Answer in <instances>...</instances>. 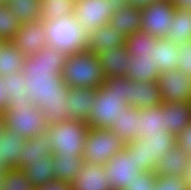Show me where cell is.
<instances>
[{
	"instance_id": "6da1fadb",
	"label": "cell",
	"mask_w": 191,
	"mask_h": 190,
	"mask_svg": "<svg viewBox=\"0 0 191 190\" xmlns=\"http://www.w3.org/2000/svg\"><path fill=\"white\" fill-rule=\"evenodd\" d=\"M48 84L99 88L106 77L96 54L88 50L55 61L48 69Z\"/></svg>"
},
{
	"instance_id": "7a4b0ae2",
	"label": "cell",
	"mask_w": 191,
	"mask_h": 190,
	"mask_svg": "<svg viewBox=\"0 0 191 190\" xmlns=\"http://www.w3.org/2000/svg\"><path fill=\"white\" fill-rule=\"evenodd\" d=\"M7 129L20 134L25 139L33 138L47 130L53 116L49 95L45 98H25L8 101L3 113Z\"/></svg>"
},
{
	"instance_id": "3957f363",
	"label": "cell",
	"mask_w": 191,
	"mask_h": 190,
	"mask_svg": "<svg viewBox=\"0 0 191 190\" xmlns=\"http://www.w3.org/2000/svg\"><path fill=\"white\" fill-rule=\"evenodd\" d=\"M50 66L57 60L87 50L88 33L73 14L44 22Z\"/></svg>"
},
{
	"instance_id": "277c9868",
	"label": "cell",
	"mask_w": 191,
	"mask_h": 190,
	"mask_svg": "<svg viewBox=\"0 0 191 190\" xmlns=\"http://www.w3.org/2000/svg\"><path fill=\"white\" fill-rule=\"evenodd\" d=\"M47 91L51 98L53 115L84 123L88 121L97 88H70L48 84Z\"/></svg>"
},
{
	"instance_id": "5b68a950",
	"label": "cell",
	"mask_w": 191,
	"mask_h": 190,
	"mask_svg": "<svg viewBox=\"0 0 191 190\" xmlns=\"http://www.w3.org/2000/svg\"><path fill=\"white\" fill-rule=\"evenodd\" d=\"M89 128L87 123L53 115L45 131L53 154L83 156L85 138Z\"/></svg>"
},
{
	"instance_id": "8992f818",
	"label": "cell",
	"mask_w": 191,
	"mask_h": 190,
	"mask_svg": "<svg viewBox=\"0 0 191 190\" xmlns=\"http://www.w3.org/2000/svg\"><path fill=\"white\" fill-rule=\"evenodd\" d=\"M176 144L173 134L144 135L126 144L142 172H154L156 164Z\"/></svg>"
},
{
	"instance_id": "52a82bcc",
	"label": "cell",
	"mask_w": 191,
	"mask_h": 190,
	"mask_svg": "<svg viewBox=\"0 0 191 190\" xmlns=\"http://www.w3.org/2000/svg\"><path fill=\"white\" fill-rule=\"evenodd\" d=\"M8 101L25 98H45L48 95V73L42 66L18 71L3 77Z\"/></svg>"
},
{
	"instance_id": "ba28073f",
	"label": "cell",
	"mask_w": 191,
	"mask_h": 190,
	"mask_svg": "<svg viewBox=\"0 0 191 190\" xmlns=\"http://www.w3.org/2000/svg\"><path fill=\"white\" fill-rule=\"evenodd\" d=\"M125 148L126 143L111 129L89 128L82 157L84 163L104 166L114 155L124 151Z\"/></svg>"
},
{
	"instance_id": "9c48e42d",
	"label": "cell",
	"mask_w": 191,
	"mask_h": 190,
	"mask_svg": "<svg viewBox=\"0 0 191 190\" xmlns=\"http://www.w3.org/2000/svg\"><path fill=\"white\" fill-rule=\"evenodd\" d=\"M11 42L28 56L36 64L45 70L50 67L48 56V42L44 30V22L36 20L31 23L22 24L18 33Z\"/></svg>"
},
{
	"instance_id": "30bf717a",
	"label": "cell",
	"mask_w": 191,
	"mask_h": 190,
	"mask_svg": "<svg viewBox=\"0 0 191 190\" xmlns=\"http://www.w3.org/2000/svg\"><path fill=\"white\" fill-rule=\"evenodd\" d=\"M126 0H75L73 15L87 33L109 22L114 12L121 10Z\"/></svg>"
},
{
	"instance_id": "8fae6325",
	"label": "cell",
	"mask_w": 191,
	"mask_h": 190,
	"mask_svg": "<svg viewBox=\"0 0 191 190\" xmlns=\"http://www.w3.org/2000/svg\"><path fill=\"white\" fill-rule=\"evenodd\" d=\"M127 103L112 91L107 90L103 85L97 88V95L94 99V107L86 122L90 128L111 129L117 120L120 110Z\"/></svg>"
},
{
	"instance_id": "7c38bea8",
	"label": "cell",
	"mask_w": 191,
	"mask_h": 190,
	"mask_svg": "<svg viewBox=\"0 0 191 190\" xmlns=\"http://www.w3.org/2000/svg\"><path fill=\"white\" fill-rule=\"evenodd\" d=\"M176 5L172 0H155L141 9L142 31L156 38H165L173 22Z\"/></svg>"
},
{
	"instance_id": "4fadbf2b",
	"label": "cell",
	"mask_w": 191,
	"mask_h": 190,
	"mask_svg": "<svg viewBox=\"0 0 191 190\" xmlns=\"http://www.w3.org/2000/svg\"><path fill=\"white\" fill-rule=\"evenodd\" d=\"M104 168L113 190H124L142 172L135 164L132 153L127 148L114 155L104 165Z\"/></svg>"
},
{
	"instance_id": "5bb4252c",
	"label": "cell",
	"mask_w": 191,
	"mask_h": 190,
	"mask_svg": "<svg viewBox=\"0 0 191 190\" xmlns=\"http://www.w3.org/2000/svg\"><path fill=\"white\" fill-rule=\"evenodd\" d=\"M158 84L163 102H191V77L179 69L160 73Z\"/></svg>"
},
{
	"instance_id": "9a60e30c",
	"label": "cell",
	"mask_w": 191,
	"mask_h": 190,
	"mask_svg": "<svg viewBox=\"0 0 191 190\" xmlns=\"http://www.w3.org/2000/svg\"><path fill=\"white\" fill-rule=\"evenodd\" d=\"M36 65L11 41H2L0 44V77L10 76L26 69H33Z\"/></svg>"
},
{
	"instance_id": "2e32d148",
	"label": "cell",
	"mask_w": 191,
	"mask_h": 190,
	"mask_svg": "<svg viewBox=\"0 0 191 190\" xmlns=\"http://www.w3.org/2000/svg\"><path fill=\"white\" fill-rule=\"evenodd\" d=\"M103 165L84 163L72 182V190H113Z\"/></svg>"
},
{
	"instance_id": "e0dca14e",
	"label": "cell",
	"mask_w": 191,
	"mask_h": 190,
	"mask_svg": "<svg viewBox=\"0 0 191 190\" xmlns=\"http://www.w3.org/2000/svg\"><path fill=\"white\" fill-rule=\"evenodd\" d=\"M164 130L171 132L176 137L191 122V102H162Z\"/></svg>"
},
{
	"instance_id": "ac0fdd59",
	"label": "cell",
	"mask_w": 191,
	"mask_h": 190,
	"mask_svg": "<svg viewBox=\"0 0 191 190\" xmlns=\"http://www.w3.org/2000/svg\"><path fill=\"white\" fill-rule=\"evenodd\" d=\"M96 55L106 78L127 75L128 63L132 58V54L128 52L125 46H112Z\"/></svg>"
},
{
	"instance_id": "d6986e66",
	"label": "cell",
	"mask_w": 191,
	"mask_h": 190,
	"mask_svg": "<svg viewBox=\"0 0 191 190\" xmlns=\"http://www.w3.org/2000/svg\"><path fill=\"white\" fill-rule=\"evenodd\" d=\"M190 159L191 156L176 143L156 164L154 173L184 178Z\"/></svg>"
},
{
	"instance_id": "ffe728a7",
	"label": "cell",
	"mask_w": 191,
	"mask_h": 190,
	"mask_svg": "<svg viewBox=\"0 0 191 190\" xmlns=\"http://www.w3.org/2000/svg\"><path fill=\"white\" fill-rule=\"evenodd\" d=\"M163 102L158 82H132L129 92V105L137 109L158 106Z\"/></svg>"
},
{
	"instance_id": "44dd1931",
	"label": "cell",
	"mask_w": 191,
	"mask_h": 190,
	"mask_svg": "<svg viewBox=\"0 0 191 190\" xmlns=\"http://www.w3.org/2000/svg\"><path fill=\"white\" fill-rule=\"evenodd\" d=\"M125 43L126 37L107 23L88 33L87 50L98 54L112 46H125Z\"/></svg>"
},
{
	"instance_id": "7402d4cb",
	"label": "cell",
	"mask_w": 191,
	"mask_h": 190,
	"mask_svg": "<svg viewBox=\"0 0 191 190\" xmlns=\"http://www.w3.org/2000/svg\"><path fill=\"white\" fill-rule=\"evenodd\" d=\"M25 138L5 128L0 135V160L7 169H21L20 149L25 145Z\"/></svg>"
},
{
	"instance_id": "603a6c76",
	"label": "cell",
	"mask_w": 191,
	"mask_h": 190,
	"mask_svg": "<svg viewBox=\"0 0 191 190\" xmlns=\"http://www.w3.org/2000/svg\"><path fill=\"white\" fill-rule=\"evenodd\" d=\"M126 104L111 127V130L126 144L137 138V129H139L140 112Z\"/></svg>"
},
{
	"instance_id": "cb8c5ba5",
	"label": "cell",
	"mask_w": 191,
	"mask_h": 190,
	"mask_svg": "<svg viewBox=\"0 0 191 190\" xmlns=\"http://www.w3.org/2000/svg\"><path fill=\"white\" fill-rule=\"evenodd\" d=\"M158 39L145 31L139 30L126 37L125 47L130 54L136 55L139 59L152 60L159 69V64L156 63V42Z\"/></svg>"
},
{
	"instance_id": "d4e9b609",
	"label": "cell",
	"mask_w": 191,
	"mask_h": 190,
	"mask_svg": "<svg viewBox=\"0 0 191 190\" xmlns=\"http://www.w3.org/2000/svg\"><path fill=\"white\" fill-rule=\"evenodd\" d=\"M108 23L128 37L142 28L141 8L126 4L121 10L113 13Z\"/></svg>"
},
{
	"instance_id": "484cf974",
	"label": "cell",
	"mask_w": 191,
	"mask_h": 190,
	"mask_svg": "<svg viewBox=\"0 0 191 190\" xmlns=\"http://www.w3.org/2000/svg\"><path fill=\"white\" fill-rule=\"evenodd\" d=\"M21 169L27 164L40 161L53 154L50 141L46 133H41L33 138L25 140V145L20 149Z\"/></svg>"
},
{
	"instance_id": "4316f807",
	"label": "cell",
	"mask_w": 191,
	"mask_h": 190,
	"mask_svg": "<svg viewBox=\"0 0 191 190\" xmlns=\"http://www.w3.org/2000/svg\"><path fill=\"white\" fill-rule=\"evenodd\" d=\"M140 118L139 129H137V138L144 135L172 134L164 130V112L160 105L146 109H139Z\"/></svg>"
},
{
	"instance_id": "83f0119b",
	"label": "cell",
	"mask_w": 191,
	"mask_h": 190,
	"mask_svg": "<svg viewBox=\"0 0 191 190\" xmlns=\"http://www.w3.org/2000/svg\"><path fill=\"white\" fill-rule=\"evenodd\" d=\"M53 179L72 183L84 166L82 156H62L53 154Z\"/></svg>"
},
{
	"instance_id": "f1b7e54d",
	"label": "cell",
	"mask_w": 191,
	"mask_h": 190,
	"mask_svg": "<svg viewBox=\"0 0 191 190\" xmlns=\"http://www.w3.org/2000/svg\"><path fill=\"white\" fill-rule=\"evenodd\" d=\"M164 39L172 41L175 44L185 43L191 39L190 9H182L176 6L173 22L170 23V28Z\"/></svg>"
},
{
	"instance_id": "f546056e",
	"label": "cell",
	"mask_w": 191,
	"mask_h": 190,
	"mask_svg": "<svg viewBox=\"0 0 191 190\" xmlns=\"http://www.w3.org/2000/svg\"><path fill=\"white\" fill-rule=\"evenodd\" d=\"M160 72L152 60L139 59L136 55H132L128 63V71L126 77L133 82L149 81L158 82Z\"/></svg>"
},
{
	"instance_id": "4dcf8cb0",
	"label": "cell",
	"mask_w": 191,
	"mask_h": 190,
	"mask_svg": "<svg viewBox=\"0 0 191 190\" xmlns=\"http://www.w3.org/2000/svg\"><path fill=\"white\" fill-rule=\"evenodd\" d=\"M8 9L13 12L21 24L40 19L42 0H5Z\"/></svg>"
},
{
	"instance_id": "1f68e13d",
	"label": "cell",
	"mask_w": 191,
	"mask_h": 190,
	"mask_svg": "<svg viewBox=\"0 0 191 190\" xmlns=\"http://www.w3.org/2000/svg\"><path fill=\"white\" fill-rule=\"evenodd\" d=\"M53 154L46 156L40 161H35L27 164L22 168L27 178L38 187L50 180H53Z\"/></svg>"
},
{
	"instance_id": "d6a6232c",
	"label": "cell",
	"mask_w": 191,
	"mask_h": 190,
	"mask_svg": "<svg viewBox=\"0 0 191 190\" xmlns=\"http://www.w3.org/2000/svg\"><path fill=\"white\" fill-rule=\"evenodd\" d=\"M180 57L178 45L164 38L156 42V63L159 64V72L177 68V61Z\"/></svg>"
},
{
	"instance_id": "836d02e7",
	"label": "cell",
	"mask_w": 191,
	"mask_h": 190,
	"mask_svg": "<svg viewBox=\"0 0 191 190\" xmlns=\"http://www.w3.org/2000/svg\"><path fill=\"white\" fill-rule=\"evenodd\" d=\"M75 0H42L40 20L47 22L73 14Z\"/></svg>"
},
{
	"instance_id": "e575fe53",
	"label": "cell",
	"mask_w": 191,
	"mask_h": 190,
	"mask_svg": "<svg viewBox=\"0 0 191 190\" xmlns=\"http://www.w3.org/2000/svg\"><path fill=\"white\" fill-rule=\"evenodd\" d=\"M21 25L18 17L2 1L0 3V39L2 41H11L18 33Z\"/></svg>"
},
{
	"instance_id": "d590c367",
	"label": "cell",
	"mask_w": 191,
	"mask_h": 190,
	"mask_svg": "<svg viewBox=\"0 0 191 190\" xmlns=\"http://www.w3.org/2000/svg\"><path fill=\"white\" fill-rule=\"evenodd\" d=\"M2 190H35L34 184L27 178L24 171L18 168H9L3 171Z\"/></svg>"
},
{
	"instance_id": "8d00e7d4",
	"label": "cell",
	"mask_w": 191,
	"mask_h": 190,
	"mask_svg": "<svg viewBox=\"0 0 191 190\" xmlns=\"http://www.w3.org/2000/svg\"><path fill=\"white\" fill-rule=\"evenodd\" d=\"M133 81L126 76H110L107 77L103 86L121 97L127 104H129L130 86Z\"/></svg>"
},
{
	"instance_id": "74e56055",
	"label": "cell",
	"mask_w": 191,
	"mask_h": 190,
	"mask_svg": "<svg viewBox=\"0 0 191 190\" xmlns=\"http://www.w3.org/2000/svg\"><path fill=\"white\" fill-rule=\"evenodd\" d=\"M154 190H189L184 178L176 176H157Z\"/></svg>"
},
{
	"instance_id": "f35d334b",
	"label": "cell",
	"mask_w": 191,
	"mask_h": 190,
	"mask_svg": "<svg viewBox=\"0 0 191 190\" xmlns=\"http://www.w3.org/2000/svg\"><path fill=\"white\" fill-rule=\"evenodd\" d=\"M157 175L154 172H141L124 190H154Z\"/></svg>"
},
{
	"instance_id": "ab89813d",
	"label": "cell",
	"mask_w": 191,
	"mask_h": 190,
	"mask_svg": "<svg viewBox=\"0 0 191 190\" xmlns=\"http://www.w3.org/2000/svg\"><path fill=\"white\" fill-rule=\"evenodd\" d=\"M180 57L177 61V69L191 77V39L185 43H177Z\"/></svg>"
},
{
	"instance_id": "60d3db41",
	"label": "cell",
	"mask_w": 191,
	"mask_h": 190,
	"mask_svg": "<svg viewBox=\"0 0 191 190\" xmlns=\"http://www.w3.org/2000/svg\"><path fill=\"white\" fill-rule=\"evenodd\" d=\"M176 143L191 156V122L176 137Z\"/></svg>"
},
{
	"instance_id": "b9f144b4",
	"label": "cell",
	"mask_w": 191,
	"mask_h": 190,
	"mask_svg": "<svg viewBox=\"0 0 191 190\" xmlns=\"http://www.w3.org/2000/svg\"><path fill=\"white\" fill-rule=\"evenodd\" d=\"M35 190H72V183L53 179L36 187Z\"/></svg>"
},
{
	"instance_id": "7bdbcfd3",
	"label": "cell",
	"mask_w": 191,
	"mask_h": 190,
	"mask_svg": "<svg viewBox=\"0 0 191 190\" xmlns=\"http://www.w3.org/2000/svg\"><path fill=\"white\" fill-rule=\"evenodd\" d=\"M5 88L3 77H0V114H3L8 106V97Z\"/></svg>"
},
{
	"instance_id": "ee69618b",
	"label": "cell",
	"mask_w": 191,
	"mask_h": 190,
	"mask_svg": "<svg viewBox=\"0 0 191 190\" xmlns=\"http://www.w3.org/2000/svg\"><path fill=\"white\" fill-rule=\"evenodd\" d=\"M127 4L132 5L133 7L137 8H144L150 3H153L155 0H126Z\"/></svg>"
},
{
	"instance_id": "f6af8a7d",
	"label": "cell",
	"mask_w": 191,
	"mask_h": 190,
	"mask_svg": "<svg viewBox=\"0 0 191 190\" xmlns=\"http://www.w3.org/2000/svg\"><path fill=\"white\" fill-rule=\"evenodd\" d=\"M172 1L179 8L191 10V0H172Z\"/></svg>"
},
{
	"instance_id": "bcb514c9",
	"label": "cell",
	"mask_w": 191,
	"mask_h": 190,
	"mask_svg": "<svg viewBox=\"0 0 191 190\" xmlns=\"http://www.w3.org/2000/svg\"><path fill=\"white\" fill-rule=\"evenodd\" d=\"M184 179L187 182L188 187L190 188L191 187V159H190V163L187 165Z\"/></svg>"
},
{
	"instance_id": "7dc6e473",
	"label": "cell",
	"mask_w": 191,
	"mask_h": 190,
	"mask_svg": "<svg viewBox=\"0 0 191 190\" xmlns=\"http://www.w3.org/2000/svg\"><path fill=\"white\" fill-rule=\"evenodd\" d=\"M5 127H6V125H5L4 114H0V135L3 133Z\"/></svg>"
},
{
	"instance_id": "c3c4849f",
	"label": "cell",
	"mask_w": 191,
	"mask_h": 190,
	"mask_svg": "<svg viewBox=\"0 0 191 190\" xmlns=\"http://www.w3.org/2000/svg\"><path fill=\"white\" fill-rule=\"evenodd\" d=\"M7 168L5 167V165L3 164V162L0 160V173H2L3 171H5Z\"/></svg>"
},
{
	"instance_id": "681fc988",
	"label": "cell",
	"mask_w": 191,
	"mask_h": 190,
	"mask_svg": "<svg viewBox=\"0 0 191 190\" xmlns=\"http://www.w3.org/2000/svg\"><path fill=\"white\" fill-rule=\"evenodd\" d=\"M4 182H3V172L0 173V190H2V186H3Z\"/></svg>"
}]
</instances>
